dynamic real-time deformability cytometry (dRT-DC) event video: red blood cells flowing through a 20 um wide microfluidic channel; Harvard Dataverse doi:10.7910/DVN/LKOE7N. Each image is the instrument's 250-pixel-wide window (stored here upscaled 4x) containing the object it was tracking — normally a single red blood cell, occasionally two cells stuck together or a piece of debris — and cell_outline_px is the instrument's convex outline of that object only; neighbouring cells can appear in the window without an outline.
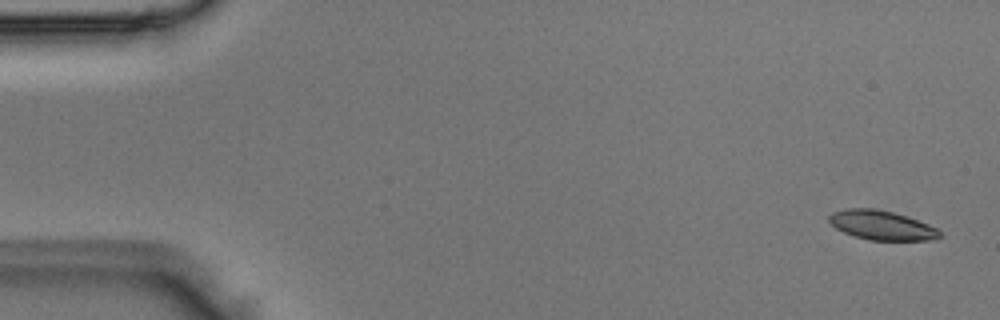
{"species": "Egyptian fruit bat (a non-hibernating species)", "species_latin": "Rousettus aegyptiacus", "temperature_condition": "room temperature", "stored_images_in_passage": 5, "segment_of_instrument_passage": [1, 2], "camera_frame_rate_fps": 3000, "um_per_image_px": 0.085, "animal": {"sex": "male"}, "frame": {"image": 1, "passage_image": 1, "time_ms": 0.0, "image_size_px": [1000, 320], "cell_outline_px": [[944, 236], [932, 240], [868, 240], [844, 232], [836, 228], [828, 220], [828, 216], [832, 212], [848, 208], [872, 208], [892, 212], [928, 224], [936, 228]], "centroid_in_image_um": [74.94, 19.15], "position_along_channel_um": 10.1, "area_um2": 18.73}}
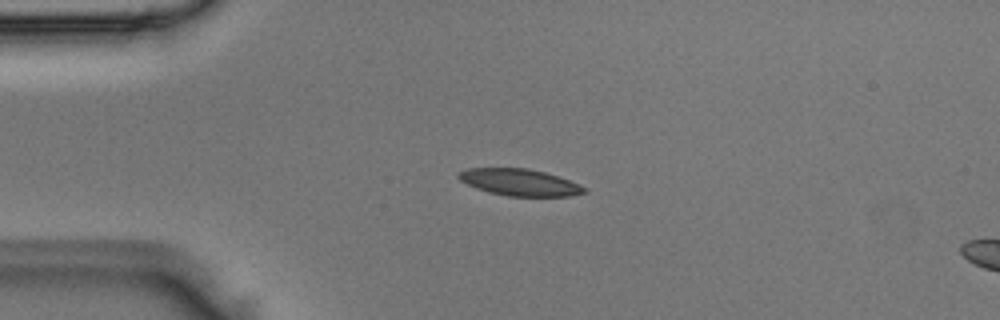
{"frame": {"image": 2, "passage_image": 4, "time_ms": 1.0, "image_size_px": [1000, 320], "cell_outline_px": [[588, 192], [568, 196], [508, 196], [488, 192], [476, 188], [460, 180], [456, 176], [460, 172], [468, 168], [528, 168], [544, 172], [580, 184], [588, 188]], "centroid_in_image_um": [44.18, 15.5], "position_along_channel_um": 40.8, "area_um2": 19.54}}